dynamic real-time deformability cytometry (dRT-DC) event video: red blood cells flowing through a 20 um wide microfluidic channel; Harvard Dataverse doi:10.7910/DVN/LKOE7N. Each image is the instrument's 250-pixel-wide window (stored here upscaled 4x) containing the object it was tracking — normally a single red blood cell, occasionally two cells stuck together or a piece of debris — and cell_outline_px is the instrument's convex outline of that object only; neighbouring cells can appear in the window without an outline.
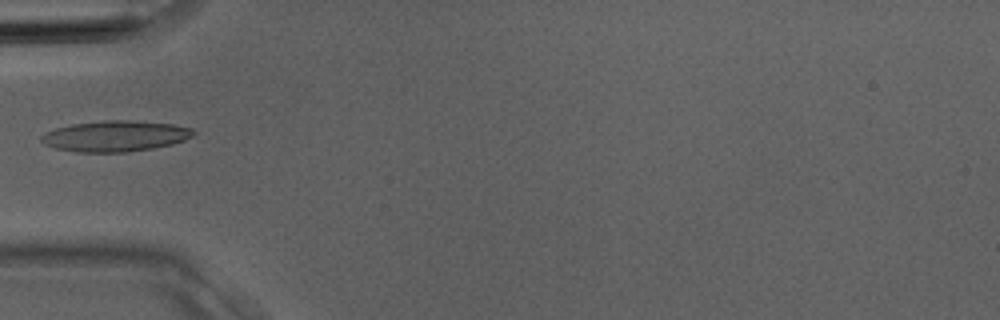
{"species": "Egyptian fruit bat (a non-hibernating species)", "species_latin": "Rousettus aegyptiacus", "temperature_condition": "room temperature", "stored_images_in_passage": 3, "camera_frame_rate_fps": 3000, "um_per_image_px": 0.085, "animal": {"sex": "male"}, "frame": {"image": 1, "passage_image": 3, "time_ms": 0.667, "image_size_px": [1000, 320], "cell_outline_px": [[196, 132], [192, 136], [184, 140], [172, 144], [152, 148], [128, 152], [76, 152], [56, 148], [44, 144], [40, 140], [40, 136], [44, 132], [56, 128], [72, 124], [104, 120], [128, 120], [172, 124], [192, 128]], "centroid_in_image_um": [9.77, 11.57], "position_along_channel_um": 75.2, "area_um2": 27.34}}